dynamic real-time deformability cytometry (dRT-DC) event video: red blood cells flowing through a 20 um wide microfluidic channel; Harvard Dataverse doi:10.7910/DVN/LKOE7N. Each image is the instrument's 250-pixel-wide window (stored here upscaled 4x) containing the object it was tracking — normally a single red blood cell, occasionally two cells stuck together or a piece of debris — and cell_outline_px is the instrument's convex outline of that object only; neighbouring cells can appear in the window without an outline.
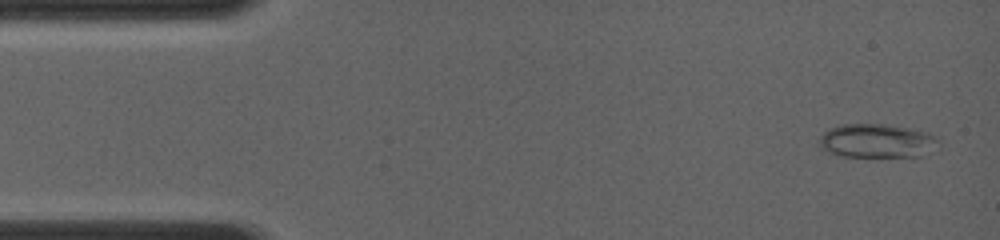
{"species": "common noctule bat (a hibernating species)", "species_latin": "Nyctalus noctula", "temperature_condition": "room temperature", "stored_images_in_passage": 25, "camera_frame_rate_fps": 4000, "um_per_image_px": 0.085, "animal": {"sex": "female", "body_mass_g": 19.0, "forearm_length_mm": 56.7}, "frame": {"image": 1, "passage_image": 1, "time_ms": 0.0, "image_size_px": [1000, 240], "cell_outline_px": [[940, 140], [920, 156], [840, 156], [824, 148], [820, 144], [820, 136], [828, 128], [840, 124], [880, 124], [928, 132]], "centroid_in_image_um": [74.47, 11.96], "position_along_channel_um": 10.5, "area_um2": 22.77}}
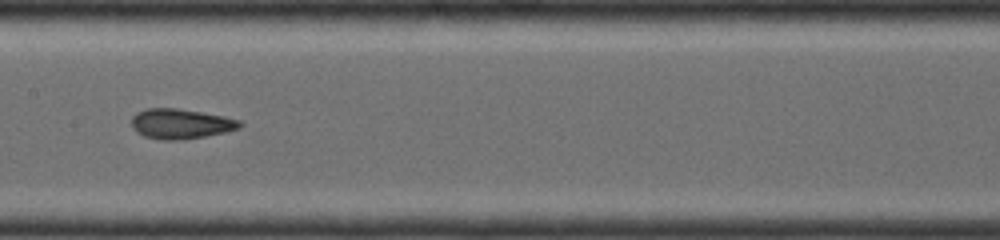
{"frame": {"image": 2, "passage_image": 13, "time_ms": 6.5, "image_size_px": [1000, 240], "cell_outline_px": [[244, 124], [240, 128], [224, 132], [204, 136], [180, 140], [160, 140], [144, 136], [136, 132], [132, 128], [132, 116], [136, 112], [148, 108], [176, 108], [224, 116], [240, 120]], "centroid_in_image_um": [15.34, 10.52], "position_along_channel_um": 192.1, "area_um2": 18.96}}
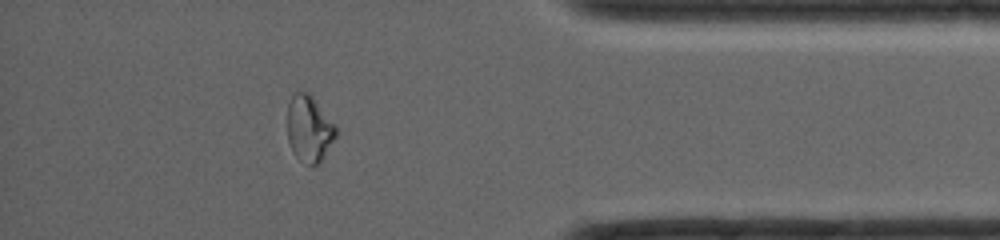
{"frame": {"image": 3, "passage_image": 22, "time_ms": 11.75, "image_size_px": [1000, 240], "cell_outline_px": [[336, 136], [320, 164], [312, 168], [296, 156], [292, 152], [288, 140], [288, 104], [292, 96], [296, 92], [308, 92], [312, 96], [336, 128]], "centroid_in_image_um": [26.27, 10.99], "position_along_channel_um": 408.9, "area_um2": 18.61}}